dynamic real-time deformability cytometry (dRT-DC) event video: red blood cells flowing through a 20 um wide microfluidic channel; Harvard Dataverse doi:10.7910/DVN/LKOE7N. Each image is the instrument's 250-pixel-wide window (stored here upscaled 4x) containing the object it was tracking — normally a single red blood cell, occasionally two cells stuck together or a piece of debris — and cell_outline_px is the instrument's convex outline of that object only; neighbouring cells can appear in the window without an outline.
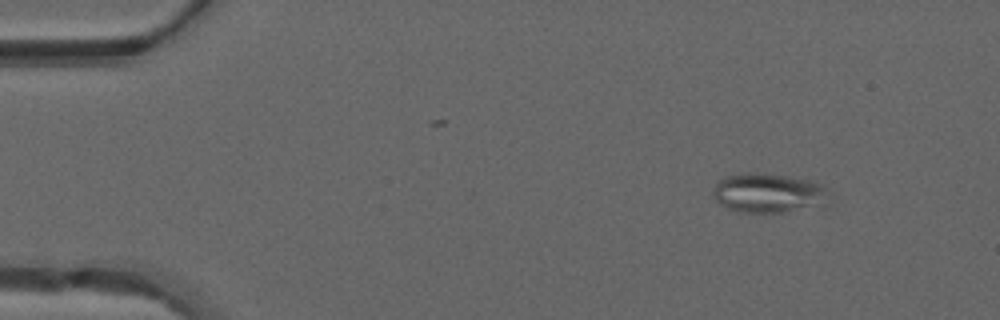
{"species": "common noctule bat (a hibernating species)", "species_latin": "Nyctalus noctula", "temperature_condition": "warm", "stored_images_in_passage": 49, "camera_frame_rate_fps": 3000, "um_per_image_px": 0.085, "animal": {"sex": "male", "forearm_length_mm": 52.5}, "frame": {"image": 1, "passage_image": 6, "time_ms": 1.667, "image_size_px": [1000, 320], "cell_outline_px": [[832, 192], [808, 204], [780, 212], [736, 212], [720, 204], [712, 196], [712, 192], [716, 184], [724, 176], [740, 172], [764, 172], [788, 176], [808, 180], [824, 184]], "centroid_in_image_um": [65.13, 16.33], "position_along_channel_um": 19.9, "area_um2": 25.84}}
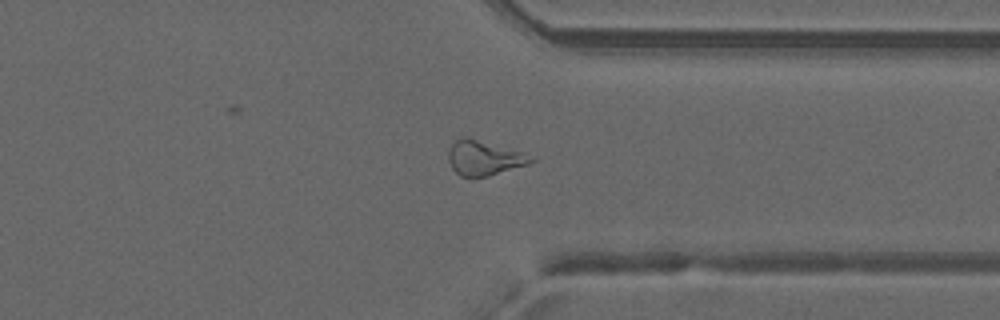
{"frame": {"image": 2, "passage_image": 38, "time_ms": 12.333, "image_size_px": [1000, 320], "cell_outline_px": [[536, 160], [528, 164], [488, 176], [460, 176], [452, 168], [448, 160], [448, 152], [452, 144], [456, 140], [464, 136], [468, 136], [524, 152], [536, 156]], "centroid_in_image_um": [41.18, 13.4], "position_along_channel_um": 370.2, "area_um2": 16.88}}
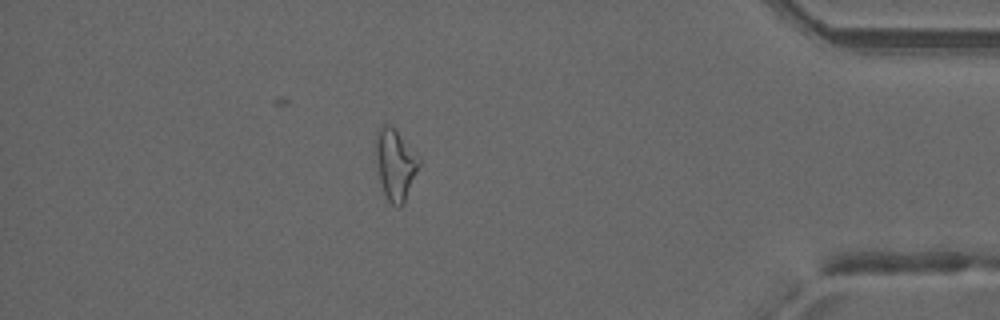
{"frame": {"image": 3, "passage_image": 43, "time_ms": 14.0, "image_size_px": [1000, 320], "cell_outline_px": [[420, 164], [404, 204], [396, 208], [388, 200], [384, 192], [380, 180], [372, 148], [376, 132], [380, 124], [388, 124], [416, 152], [420, 160]], "centroid_in_image_um": [33.55, 13.95], "position_along_channel_um": 401.6, "area_um2": 18.15}, "authors_computed_cell_mechanics": {"area_um2": 20.0566, "velocity_mm_per_s": 4.2142, "shape_relaxation_time_tau1_ms": null, "shape_relaxation_time_tau2_ms": 5.8028, "deformation_change_tau1": null, "deformation_change_tau2": 0.1704}}